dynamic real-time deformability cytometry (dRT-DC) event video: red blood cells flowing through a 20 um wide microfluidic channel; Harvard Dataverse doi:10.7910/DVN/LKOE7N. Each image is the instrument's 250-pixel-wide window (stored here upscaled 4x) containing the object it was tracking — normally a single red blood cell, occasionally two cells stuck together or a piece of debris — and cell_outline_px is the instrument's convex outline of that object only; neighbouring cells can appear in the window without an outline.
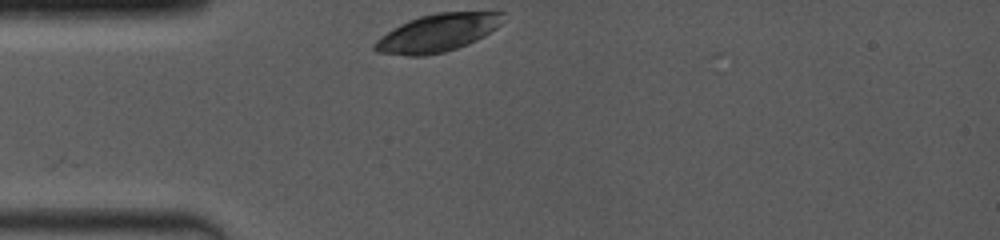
{"species": "common noctule bat (a hibernating species)", "species_latin": "Nyctalus noctula", "temperature_condition": "room temperature", "stored_images_in_passage": 6, "camera_frame_rate_fps": 4000, "um_per_image_px": 0.085, "animal": {"sex": "female", "body_mass_g": 19.0, "forearm_length_mm": 53.3}, "frame": {"image": 1, "passage_image": 1, "time_ms": 0.0, "image_size_px": [1000, 240], "cell_outline_px": [[508, 12], [500, 24], [496, 28], [484, 36], [468, 44], [444, 52], [424, 56], [408, 56], [376, 52], [372, 48], [372, 44], [380, 36], [392, 28], [408, 20], [420, 16], [436, 12]], "centroid_in_image_um": [37.16, 2.79], "position_along_channel_um": 47.8, "area_um2": 28.44}}
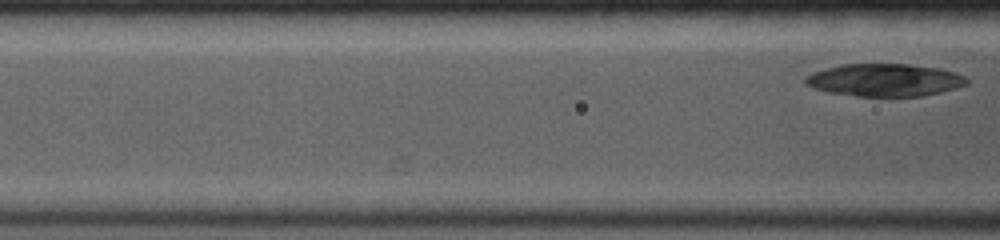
{"frame": {"image": 2, "passage_image": 6, "time_ms": 1.5, "image_size_px": [1000, 240], "cell_outline_px": [[968, 84], [956, 88], [940, 92], [920, 96], [856, 96], [828, 92], [812, 88], [804, 84], [804, 76], [812, 72], [824, 68], [844, 64], [908, 64], [940, 68], [956, 72], [964, 76], [968, 80]], "centroid_in_image_um": [75.16, 6.8], "position_along_channel_um": 91.4, "area_um2": 30.87}}